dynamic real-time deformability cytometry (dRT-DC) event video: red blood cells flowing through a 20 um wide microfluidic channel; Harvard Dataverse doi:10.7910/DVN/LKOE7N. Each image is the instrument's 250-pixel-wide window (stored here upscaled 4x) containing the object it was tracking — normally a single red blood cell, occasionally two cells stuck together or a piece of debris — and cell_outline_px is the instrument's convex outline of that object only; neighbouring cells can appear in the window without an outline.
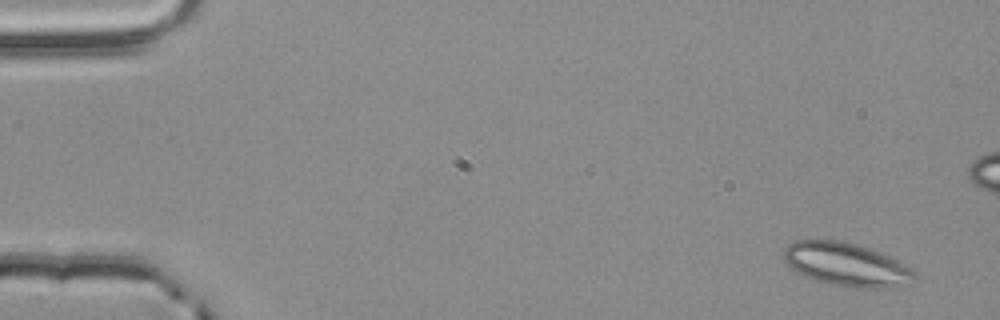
{"species": "common noctule bat (a hibernating species)", "species_latin": "Nyctalus noctula", "temperature_condition": "room temperature", "stored_images_in_passage": 5, "camera_frame_rate_fps": 3000, "um_per_image_px": 0.085, "animal": {"sex": "male", "body_mass_g": 20.4}, "frame": {"image": 1, "passage_image": 1, "time_ms": 0.0, "image_size_px": [1000, 320], "cell_outline_px": [[916, 276], [888, 288], [848, 288], [816, 280], [792, 268], [784, 260], [784, 248], [788, 244], [796, 240], [840, 240], [872, 248], [912, 268], [916, 272]], "centroid_in_image_um": [71.91, 22.46], "position_along_channel_um": 13.1, "area_um2": 32.54}}